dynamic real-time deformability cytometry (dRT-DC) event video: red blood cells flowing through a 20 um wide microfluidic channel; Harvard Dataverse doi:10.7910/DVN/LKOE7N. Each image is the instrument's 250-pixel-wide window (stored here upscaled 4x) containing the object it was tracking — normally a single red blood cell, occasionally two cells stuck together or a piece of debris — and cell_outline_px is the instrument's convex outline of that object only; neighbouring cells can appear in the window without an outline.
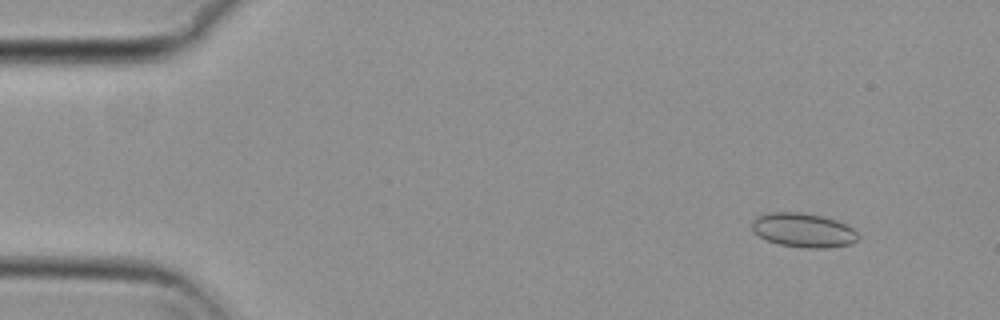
{"species": "common noctule bat (a hibernating species)", "species_latin": "Nyctalus noctula", "temperature_condition": "cold", "stored_images_in_passage": 56, "segment_of_instrument_passage": [1, 2], "camera_frame_rate_fps": 3000, "um_per_image_px": 0.085, "animal": {"sex": "female", "body_mass_g": 29.2, "forearm_length_mm": 56.3}, "frame": {"image": 1, "passage_image": 5, "time_ms": 1.333, "image_size_px": [1000, 320], "cell_outline_px": [[860, 236], [852, 244], [828, 248], [808, 248], [780, 244], [768, 240], [760, 236], [752, 228], [752, 220], [756, 216], [768, 212], [800, 212], [820, 216], [836, 220], [852, 228]], "centroid_in_image_um": [68.29, 19.56], "position_along_channel_um": 16.7, "area_um2": 20.98}}
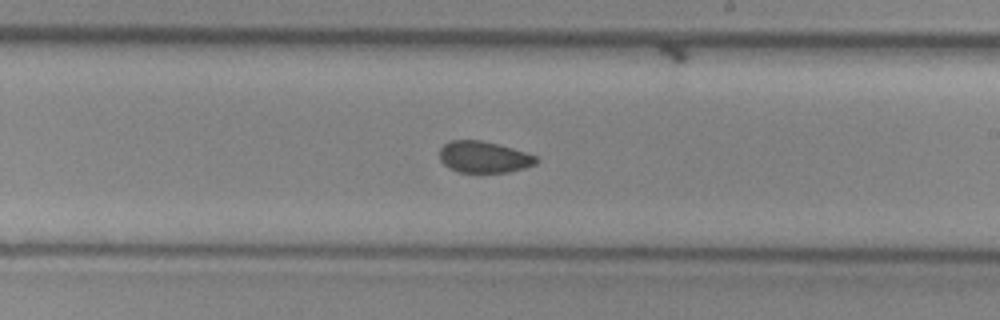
{"frame": {"image": 2, "passage_image": 32, "time_ms": 10.333, "image_size_px": [1000, 320], "cell_outline_px": [[540, 160], [536, 164], [524, 168], [508, 172], [460, 172], [444, 164], [440, 160], [440, 148], [444, 144], [452, 140], [480, 140], [512, 148], [536, 156]], "centroid_in_image_um": [41.14, 13.35], "position_along_channel_um": 247.9, "area_um2": 17.51}}
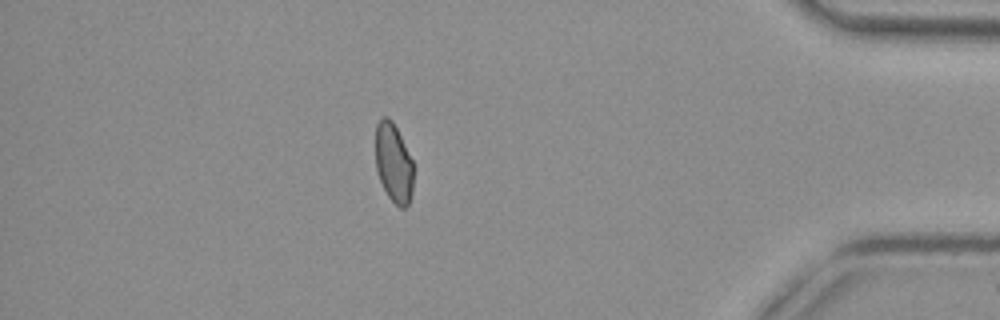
{"frame": {"image": 3, "passage_image": 48, "time_ms": 15.667, "image_size_px": [1000, 320], "cell_outline_px": [[412, 192], [408, 204], [404, 208], [400, 208], [388, 196], [380, 180], [376, 168], [376, 124], [384, 116], [388, 116], [392, 120], [412, 160]], "centroid_in_image_um": [33.44, 13.85], "position_along_channel_um": 401.8, "area_um2": 17.17}}